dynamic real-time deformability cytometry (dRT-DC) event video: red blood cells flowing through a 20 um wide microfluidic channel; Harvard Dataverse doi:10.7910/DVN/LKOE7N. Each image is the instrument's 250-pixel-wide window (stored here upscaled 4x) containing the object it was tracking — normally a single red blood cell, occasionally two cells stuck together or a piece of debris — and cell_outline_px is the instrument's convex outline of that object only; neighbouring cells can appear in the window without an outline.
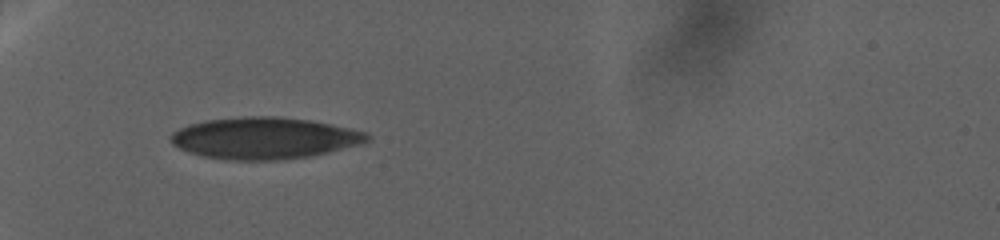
{"species": "human", "species_latin": "Homo sapiens", "temperature_condition": "warm", "stored_images_in_passage": 65, "camera_frame_rate_fps": 3000, "um_per_image_px": 0.085, "donor": {"sex": "female"}, "frame": {"image": 1, "passage_image": 1, "time_ms": 0.0, "image_size_px": [1000, 240], "cell_outline_px": [[372, 140], [364, 144], [312, 156], [284, 160], [224, 160], [200, 156], [188, 152], [172, 144], [168, 136], [172, 132], [188, 124], [204, 120], [244, 116], [280, 116], [312, 120], [352, 128], [368, 132], [372, 136]], "centroid_in_image_um": [22.52, 11.74], "position_along_channel_um": 62.5, "area_um2": 48.73}}
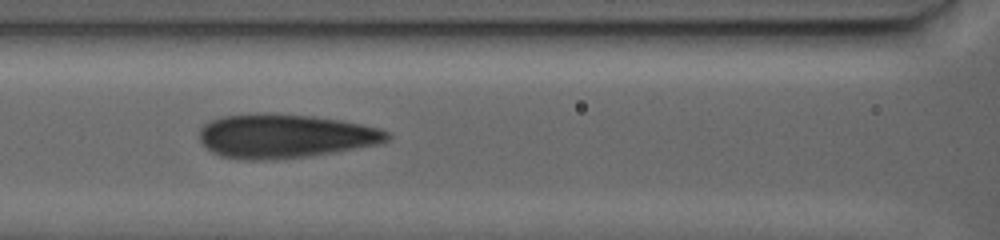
{"frame": {"image": 2, "passage_image": 45, "time_ms": 8.0, "image_size_px": [1000, 240], "cell_outline_px": [[392, 136], [384, 144], [336, 152], [308, 156], [272, 160], [248, 160], [220, 156], [212, 152], [200, 140], [200, 128], [208, 120], [220, 116], [272, 112], [312, 116], [344, 120], [380, 128], [392, 132]], "centroid_in_image_um": [24.29, 11.56], "position_along_channel_um": 142.3, "area_um2": 48.96}}
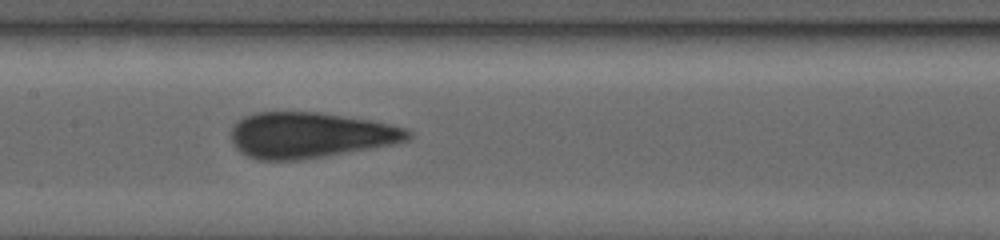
{"frame": {"image": 3, "passage_image": 64, "time_ms": 11.0, "image_size_px": [1000, 240], "cell_outline_px": [[412, 136], [408, 140], [396, 144], [300, 160], [256, 160], [240, 152], [232, 144], [232, 124], [236, 120], [244, 116], [256, 112], [320, 112], [372, 120], [392, 124], [408, 128], [412, 132]], "centroid_in_image_um": [26.37, 11.48], "position_along_channel_um": 181.0, "area_um2": 47.63}}